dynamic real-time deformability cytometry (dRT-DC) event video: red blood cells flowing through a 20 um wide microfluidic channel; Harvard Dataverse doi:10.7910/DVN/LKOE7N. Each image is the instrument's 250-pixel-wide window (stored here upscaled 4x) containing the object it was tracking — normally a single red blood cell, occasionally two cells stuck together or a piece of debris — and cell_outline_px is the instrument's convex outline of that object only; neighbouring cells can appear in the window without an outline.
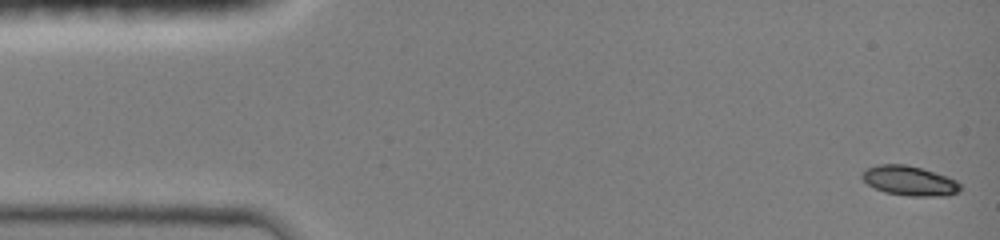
{"species": "common noctule bat (a hibernating species)", "species_latin": "Nyctalus noctula", "temperature_condition": "room temperature", "stored_images_in_passage": 30, "camera_frame_rate_fps": 3000, "um_per_image_px": 0.085, "animal": {"sex": "female", "body_mass_g": 19.0, "forearm_length_mm": 51.5}, "frame": {"image": 1, "passage_image": 1, "time_ms": 0.0, "image_size_px": [1000, 240], "cell_outline_px": [[960, 188], [956, 192], [944, 196], [908, 196], [884, 192], [868, 184], [864, 180], [864, 172], [868, 168], [880, 164], [904, 164], [920, 168], [956, 180], [960, 184]], "centroid_in_image_um": [77.31, 15.38], "position_along_channel_um": 7.7, "area_um2": 16.47}}
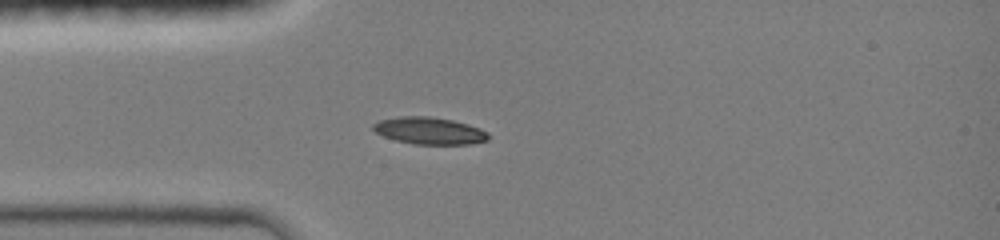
{"frame": {"image": 2, "passage_image": 19, "time_ms": 3.667, "image_size_px": [1000, 240], "cell_outline_px": [[488, 140], [468, 144], [416, 144], [396, 140], [384, 136], [376, 132], [372, 128], [372, 124], [380, 120], [400, 116], [428, 116], [452, 120], [468, 124], [480, 128], [488, 132]], "centroid_in_image_um": [36.5, 11.11], "position_along_channel_um": 48.5, "area_um2": 18.03}}
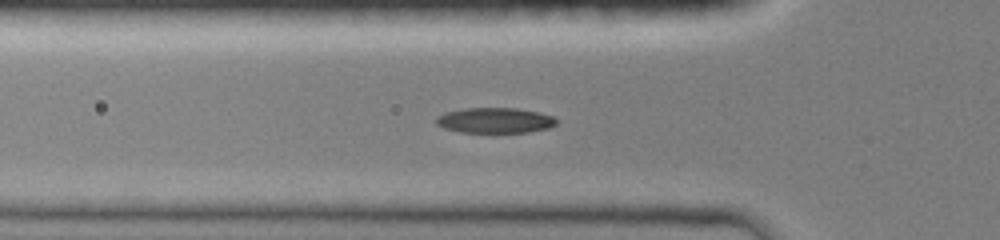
{"frame": {"image": 3, "passage_image": 25, "time_ms": 4.667, "image_size_px": [1000, 240], "cell_outline_px": [[556, 124], [548, 128], [528, 132], [460, 132], [444, 128], [436, 124], [436, 120], [444, 112], [468, 108], [516, 108], [556, 116]], "centroid_in_image_um": [42.09, 10.23], "position_along_channel_um": 83.7, "area_um2": 17.63}}